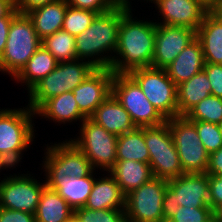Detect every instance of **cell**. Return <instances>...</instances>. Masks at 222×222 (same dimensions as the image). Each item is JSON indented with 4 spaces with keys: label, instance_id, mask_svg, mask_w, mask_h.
Instances as JSON below:
<instances>
[{
    "label": "cell",
    "instance_id": "cell-34",
    "mask_svg": "<svg viewBox=\"0 0 222 222\" xmlns=\"http://www.w3.org/2000/svg\"><path fill=\"white\" fill-rule=\"evenodd\" d=\"M195 127L201 142L209 154L222 147V134L219 124L195 121Z\"/></svg>",
    "mask_w": 222,
    "mask_h": 222
},
{
    "label": "cell",
    "instance_id": "cell-40",
    "mask_svg": "<svg viewBox=\"0 0 222 222\" xmlns=\"http://www.w3.org/2000/svg\"><path fill=\"white\" fill-rule=\"evenodd\" d=\"M18 13L14 8L6 17L0 18V57L5 49L12 18Z\"/></svg>",
    "mask_w": 222,
    "mask_h": 222
},
{
    "label": "cell",
    "instance_id": "cell-6",
    "mask_svg": "<svg viewBox=\"0 0 222 222\" xmlns=\"http://www.w3.org/2000/svg\"><path fill=\"white\" fill-rule=\"evenodd\" d=\"M36 115L30 108L0 109V153L14 165L21 160L22 152L33 141L32 117Z\"/></svg>",
    "mask_w": 222,
    "mask_h": 222
},
{
    "label": "cell",
    "instance_id": "cell-37",
    "mask_svg": "<svg viewBox=\"0 0 222 222\" xmlns=\"http://www.w3.org/2000/svg\"><path fill=\"white\" fill-rule=\"evenodd\" d=\"M203 70L211 85V95L222 98V64L205 63Z\"/></svg>",
    "mask_w": 222,
    "mask_h": 222
},
{
    "label": "cell",
    "instance_id": "cell-12",
    "mask_svg": "<svg viewBox=\"0 0 222 222\" xmlns=\"http://www.w3.org/2000/svg\"><path fill=\"white\" fill-rule=\"evenodd\" d=\"M168 180L153 177L125 197L127 222H164L162 203Z\"/></svg>",
    "mask_w": 222,
    "mask_h": 222
},
{
    "label": "cell",
    "instance_id": "cell-42",
    "mask_svg": "<svg viewBox=\"0 0 222 222\" xmlns=\"http://www.w3.org/2000/svg\"><path fill=\"white\" fill-rule=\"evenodd\" d=\"M54 1L56 0H15V8L19 13L26 14L37 7L44 6Z\"/></svg>",
    "mask_w": 222,
    "mask_h": 222
},
{
    "label": "cell",
    "instance_id": "cell-15",
    "mask_svg": "<svg viewBox=\"0 0 222 222\" xmlns=\"http://www.w3.org/2000/svg\"><path fill=\"white\" fill-rule=\"evenodd\" d=\"M196 38V31L183 26L156 24L151 67L165 69Z\"/></svg>",
    "mask_w": 222,
    "mask_h": 222
},
{
    "label": "cell",
    "instance_id": "cell-21",
    "mask_svg": "<svg viewBox=\"0 0 222 222\" xmlns=\"http://www.w3.org/2000/svg\"><path fill=\"white\" fill-rule=\"evenodd\" d=\"M200 41L205 63L222 64V21L208 12L196 31Z\"/></svg>",
    "mask_w": 222,
    "mask_h": 222
},
{
    "label": "cell",
    "instance_id": "cell-27",
    "mask_svg": "<svg viewBox=\"0 0 222 222\" xmlns=\"http://www.w3.org/2000/svg\"><path fill=\"white\" fill-rule=\"evenodd\" d=\"M74 210L54 190L43 189L35 212L36 222H68Z\"/></svg>",
    "mask_w": 222,
    "mask_h": 222
},
{
    "label": "cell",
    "instance_id": "cell-43",
    "mask_svg": "<svg viewBox=\"0 0 222 222\" xmlns=\"http://www.w3.org/2000/svg\"><path fill=\"white\" fill-rule=\"evenodd\" d=\"M15 8V0H0V18L6 17Z\"/></svg>",
    "mask_w": 222,
    "mask_h": 222
},
{
    "label": "cell",
    "instance_id": "cell-2",
    "mask_svg": "<svg viewBox=\"0 0 222 222\" xmlns=\"http://www.w3.org/2000/svg\"><path fill=\"white\" fill-rule=\"evenodd\" d=\"M120 22L121 2L111 10L97 14L91 25L84 32L75 36L77 59L88 58L87 61L96 68H110L114 57L111 54L116 52L118 45ZM108 52H111L110 56L102 57V54H108Z\"/></svg>",
    "mask_w": 222,
    "mask_h": 222
},
{
    "label": "cell",
    "instance_id": "cell-23",
    "mask_svg": "<svg viewBox=\"0 0 222 222\" xmlns=\"http://www.w3.org/2000/svg\"><path fill=\"white\" fill-rule=\"evenodd\" d=\"M109 177L95 179L92 191L84 208L92 210L100 209H125V195L115 178Z\"/></svg>",
    "mask_w": 222,
    "mask_h": 222
},
{
    "label": "cell",
    "instance_id": "cell-18",
    "mask_svg": "<svg viewBox=\"0 0 222 222\" xmlns=\"http://www.w3.org/2000/svg\"><path fill=\"white\" fill-rule=\"evenodd\" d=\"M92 172L85 177L46 175V186L56 191L75 211L85 206L95 179Z\"/></svg>",
    "mask_w": 222,
    "mask_h": 222
},
{
    "label": "cell",
    "instance_id": "cell-41",
    "mask_svg": "<svg viewBox=\"0 0 222 222\" xmlns=\"http://www.w3.org/2000/svg\"><path fill=\"white\" fill-rule=\"evenodd\" d=\"M208 175H222V147L209 154Z\"/></svg>",
    "mask_w": 222,
    "mask_h": 222
},
{
    "label": "cell",
    "instance_id": "cell-14",
    "mask_svg": "<svg viewBox=\"0 0 222 222\" xmlns=\"http://www.w3.org/2000/svg\"><path fill=\"white\" fill-rule=\"evenodd\" d=\"M66 142V143H65ZM46 148L45 175L85 177L94 172L85 154L70 140Z\"/></svg>",
    "mask_w": 222,
    "mask_h": 222
},
{
    "label": "cell",
    "instance_id": "cell-49",
    "mask_svg": "<svg viewBox=\"0 0 222 222\" xmlns=\"http://www.w3.org/2000/svg\"><path fill=\"white\" fill-rule=\"evenodd\" d=\"M222 21V13H214Z\"/></svg>",
    "mask_w": 222,
    "mask_h": 222
},
{
    "label": "cell",
    "instance_id": "cell-13",
    "mask_svg": "<svg viewBox=\"0 0 222 222\" xmlns=\"http://www.w3.org/2000/svg\"><path fill=\"white\" fill-rule=\"evenodd\" d=\"M26 175L7 176L0 182L1 208L35 214L46 182L40 183L30 174Z\"/></svg>",
    "mask_w": 222,
    "mask_h": 222
},
{
    "label": "cell",
    "instance_id": "cell-32",
    "mask_svg": "<svg viewBox=\"0 0 222 222\" xmlns=\"http://www.w3.org/2000/svg\"><path fill=\"white\" fill-rule=\"evenodd\" d=\"M98 13L67 6L62 29L70 35L78 36L92 23Z\"/></svg>",
    "mask_w": 222,
    "mask_h": 222
},
{
    "label": "cell",
    "instance_id": "cell-35",
    "mask_svg": "<svg viewBox=\"0 0 222 222\" xmlns=\"http://www.w3.org/2000/svg\"><path fill=\"white\" fill-rule=\"evenodd\" d=\"M214 210L211 207L179 206L176 213L167 222H212Z\"/></svg>",
    "mask_w": 222,
    "mask_h": 222
},
{
    "label": "cell",
    "instance_id": "cell-8",
    "mask_svg": "<svg viewBox=\"0 0 222 222\" xmlns=\"http://www.w3.org/2000/svg\"><path fill=\"white\" fill-rule=\"evenodd\" d=\"M112 94L129 113L136 127L157 126L166 122L129 74H114Z\"/></svg>",
    "mask_w": 222,
    "mask_h": 222
},
{
    "label": "cell",
    "instance_id": "cell-25",
    "mask_svg": "<svg viewBox=\"0 0 222 222\" xmlns=\"http://www.w3.org/2000/svg\"><path fill=\"white\" fill-rule=\"evenodd\" d=\"M35 114L45 116L58 123L72 122L73 120L83 121L86 117L80 112L73 92H66L51 97L46 100L36 111Z\"/></svg>",
    "mask_w": 222,
    "mask_h": 222
},
{
    "label": "cell",
    "instance_id": "cell-30",
    "mask_svg": "<svg viewBox=\"0 0 222 222\" xmlns=\"http://www.w3.org/2000/svg\"><path fill=\"white\" fill-rule=\"evenodd\" d=\"M41 45L48 50L58 62L77 59L75 36L65 30L56 31L53 35L45 37Z\"/></svg>",
    "mask_w": 222,
    "mask_h": 222
},
{
    "label": "cell",
    "instance_id": "cell-16",
    "mask_svg": "<svg viewBox=\"0 0 222 222\" xmlns=\"http://www.w3.org/2000/svg\"><path fill=\"white\" fill-rule=\"evenodd\" d=\"M114 73L110 68H96L73 89L80 112L89 118L96 108L112 93Z\"/></svg>",
    "mask_w": 222,
    "mask_h": 222
},
{
    "label": "cell",
    "instance_id": "cell-44",
    "mask_svg": "<svg viewBox=\"0 0 222 222\" xmlns=\"http://www.w3.org/2000/svg\"><path fill=\"white\" fill-rule=\"evenodd\" d=\"M207 11L212 12L216 9L221 0H197Z\"/></svg>",
    "mask_w": 222,
    "mask_h": 222
},
{
    "label": "cell",
    "instance_id": "cell-47",
    "mask_svg": "<svg viewBox=\"0 0 222 222\" xmlns=\"http://www.w3.org/2000/svg\"><path fill=\"white\" fill-rule=\"evenodd\" d=\"M212 12L213 13H222V0L220 2L219 6L216 9H214Z\"/></svg>",
    "mask_w": 222,
    "mask_h": 222
},
{
    "label": "cell",
    "instance_id": "cell-11",
    "mask_svg": "<svg viewBox=\"0 0 222 222\" xmlns=\"http://www.w3.org/2000/svg\"><path fill=\"white\" fill-rule=\"evenodd\" d=\"M79 134L71 142L85 154L94 169L110 171L116 162L117 136L90 118L82 121Z\"/></svg>",
    "mask_w": 222,
    "mask_h": 222
},
{
    "label": "cell",
    "instance_id": "cell-36",
    "mask_svg": "<svg viewBox=\"0 0 222 222\" xmlns=\"http://www.w3.org/2000/svg\"><path fill=\"white\" fill-rule=\"evenodd\" d=\"M68 6L87 9L98 14L107 12L125 0H66Z\"/></svg>",
    "mask_w": 222,
    "mask_h": 222
},
{
    "label": "cell",
    "instance_id": "cell-50",
    "mask_svg": "<svg viewBox=\"0 0 222 222\" xmlns=\"http://www.w3.org/2000/svg\"><path fill=\"white\" fill-rule=\"evenodd\" d=\"M220 129H221V134H222V122L219 124Z\"/></svg>",
    "mask_w": 222,
    "mask_h": 222
},
{
    "label": "cell",
    "instance_id": "cell-10",
    "mask_svg": "<svg viewBox=\"0 0 222 222\" xmlns=\"http://www.w3.org/2000/svg\"><path fill=\"white\" fill-rule=\"evenodd\" d=\"M129 75L166 120L178 116L177 85L165 69L146 67L133 70Z\"/></svg>",
    "mask_w": 222,
    "mask_h": 222
},
{
    "label": "cell",
    "instance_id": "cell-31",
    "mask_svg": "<svg viewBox=\"0 0 222 222\" xmlns=\"http://www.w3.org/2000/svg\"><path fill=\"white\" fill-rule=\"evenodd\" d=\"M190 121L222 122V98L209 95L192 107L185 115Z\"/></svg>",
    "mask_w": 222,
    "mask_h": 222
},
{
    "label": "cell",
    "instance_id": "cell-26",
    "mask_svg": "<svg viewBox=\"0 0 222 222\" xmlns=\"http://www.w3.org/2000/svg\"><path fill=\"white\" fill-rule=\"evenodd\" d=\"M211 95V85L204 70L177 86L178 116H184L201 100Z\"/></svg>",
    "mask_w": 222,
    "mask_h": 222
},
{
    "label": "cell",
    "instance_id": "cell-38",
    "mask_svg": "<svg viewBox=\"0 0 222 222\" xmlns=\"http://www.w3.org/2000/svg\"><path fill=\"white\" fill-rule=\"evenodd\" d=\"M209 206L215 210L222 205V175H208Z\"/></svg>",
    "mask_w": 222,
    "mask_h": 222
},
{
    "label": "cell",
    "instance_id": "cell-4",
    "mask_svg": "<svg viewBox=\"0 0 222 222\" xmlns=\"http://www.w3.org/2000/svg\"><path fill=\"white\" fill-rule=\"evenodd\" d=\"M41 42L27 14L18 12L10 24L6 46L0 57V71L14 78L40 48Z\"/></svg>",
    "mask_w": 222,
    "mask_h": 222
},
{
    "label": "cell",
    "instance_id": "cell-39",
    "mask_svg": "<svg viewBox=\"0 0 222 222\" xmlns=\"http://www.w3.org/2000/svg\"><path fill=\"white\" fill-rule=\"evenodd\" d=\"M0 222H36L35 214L0 207Z\"/></svg>",
    "mask_w": 222,
    "mask_h": 222
},
{
    "label": "cell",
    "instance_id": "cell-20",
    "mask_svg": "<svg viewBox=\"0 0 222 222\" xmlns=\"http://www.w3.org/2000/svg\"><path fill=\"white\" fill-rule=\"evenodd\" d=\"M205 60L200 41L195 38L168 65L165 70L178 86L204 69Z\"/></svg>",
    "mask_w": 222,
    "mask_h": 222
},
{
    "label": "cell",
    "instance_id": "cell-24",
    "mask_svg": "<svg viewBox=\"0 0 222 222\" xmlns=\"http://www.w3.org/2000/svg\"><path fill=\"white\" fill-rule=\"evenodd\" d=\"M108 173L115 178L125 196L153 178L150 165L135 160H116Z\"/></svg>",
    "mask_w": 222,
    "mask_h": 222
},
{
    "label": "cell",
    "instance_id": "cell-7",
    "mask_svg": "<svg viewBox=\"0 0 222 222\" xmlns=\"http://www.w3.org/2000/svg\"><path fill=\"white\" fill-rule=\"evenodd\" d=\"M144 139L153 177L169 180L184 174L167 121L144 127Z\"/></svg>",
    "mask_w": 222,
    "mask_h": 222
},
{
    "label": "cell",
    "instance_id": "cell-1",
    "mask_svg": "<svg viewBox=\"0 0 222 222\" xmlns=\"http://www.w3.org/2000/svg\"><path fill=\"white\" fill-rule=\"evenodd\" d=\"M130 6L128 0L121 2V22L115 52L119 56L114 55L110 65L114 74H129L152 65L156 22L135 20L130 14Z\"/></svg>",
    "mask_w": 222,
    "mask_h": 222
},
{
    "label": "cell",
    "instance_id": "cell-5",
    "mask_svg": "<svg viewBox=\"0 0 222 222\" xmlns=\"http://www.w3.org/2000/svg\"><path fill=\"white\" fill-rule=\"evenodd\" d=\"M207 173H184L169 179L162 203L164 222H167L179 206L210 207Z\"/></svg>",
    "mask_w": 222,
    "mask_h": 222
},
{
    "label": "cell",
    "instance_id": "cell-28",
    "mask_svg": "<svg viewBox=\"0 0 222 222\" xmlns=\"http://www.w3.org/2000/svg\"><path fill=\"white\" fill-rule=\"evenodd\" d=\"M58 63L54 56L41 45L14 79L18 83H26L29 91L38 81L52 72Z\"/></svg>",
    "mask_w": 222,
    "mask_h": 222
},
{
    "label": "cell",
    "instance_id": "cell-9",
    "mask_svg": "<svg viewBox=\"0 0 222 222\" xmlns=\"http://www.w3.org/2000/svg\"><path fill=\"white\" fill-rule=\"evenodd\" d=\"M184 173H206L209 153L206 151L195 127V121L185 116L166 120Z\"/></svg>",
    "mask_w": 222,
    "mask_h": 222
},
{
    "label": "cell",
    "instance_id": "cell-45",
    "mask_svg": "<svg viewBox=\"0 0 222 222\" xmlns=\"http://www.w3.org/2000/svg\"><path fill=\"white\" fill-rule=\"evenodd\" d=\"M15 167V165L8 159L6 158L3 154L0 153V170L2 169H6L7 167Z\"/></svg>",
    "mask_w": 222,
    "mask_h": 222
},
{
    "label": "cell",
    "instance_id": "cell-22",
    "mask_svg": "<svg viewBox=\"0 0 222 222\" xmlns=\"http://www.w3.org/2000/svg\"><path fill=\"white\" fill-rule=\"evenodd\" d=\"M67 6L66 0H56L26 13L41 40L62 29Z\"/></svg>",
    "mask_w": 222,
    "mask_h": 222
},
{
    "label": "cell",
    "instance_id": "cell-3",
    "mask_svg": "<svg viewBox=\"0 0 222 222\" xmlns=\"http://www.w3.org/2000/svg\"><path fill=\"white\" fill-rule=\"evenodd\" d=\"M95 69L91 62L80 59L59 62L52 72L29 90L28 106L35 112L51 97L73 91Z\"/></svg>",
    "mask_w": 222,
    "mask_h": 222
},
{
    "label": "cell",
    "instance_id": "cell-46",
    "mask_svg": "<svg viewBox=\"0 0 222 222\" xmlns=\"http://www.w3.org/2000/svg\"><path fill=\"white\" fill-rule=\"evenodd\" d=\"M214 220L216 222H222V205L214 210Z\"/></svg>",
    "mask_w": 222,
    "mask_h": 222
},
{
    "label": "cell",
    "instance_id": "cell-29",
    "mask_svg": "<svg viewBox=\"0 0 222 222\" xmlns=\"http://www.w3.org/2000/svg\"><path fill=\"white\" fill-rule=\"evenodd\" d=\"M116 160H135L149 164V150L144 139V127L117 136Z\"/></svg>",
    "mask_w": 222,
    "mask_h": 222
},
{
    "label": "cell",
    "instance_id": "cell-19",
    "mask_svg": "<svg viewBox=\"0 0 222 222\" xmlns=\"http://www.w3.org/2000/svg\"><path fill=\"white\" fill-rule=\"evenodd\" d=\"M89 118L116 136L136 128L129 113L112 93L96 108Z\"/></svg>",
    "mask_w": 222,
    "mask_h": 222
},
{
    "label": "cell",
    "instance_id": "cell-33",
    "mask_svg": "<svg viewBox=\"0 0 222 222\" xmlns=\"http://www.w3.org/2000/svg\"><path fill=\"white\" fill-rule=\"evenodd\" d=\"M74 214L82 222H127L125 209L92 210L82 207L76 209Z\"/></svg>",
    "mask_w": 222,
    "mask_h": 222
},
{
    "label": "cell",
    "instance_id": "cell-48",
    "mask_svg": "<svg viewBox=\"0 0 222 222\" xmlns=\"http://www.w3.org/2000/svg\"><path fill=\"white\" fill-rule=\"evenodd\" d=\"M68 222H82L75 214L69 219Z\"/></svg>",
    "mask_w": 222,
    "mask_h": 222
},
{
    "label": "cell",
    "instance_id": "cell-17",
    "mask_svg": "<svg viewBox=\"0 0 222 222\" xmlns=\"http://www.w3.org/2000/svg\"><path fill=\"white\" fill-rule=\"evenodd\" d=\"M156 3L163 22L156 24L183 26L195 31L199 28L207 11L197 0H150Z\"/></svg>",
    "mask_w": 222,
    "mask_h": 222
}]
</instances>
